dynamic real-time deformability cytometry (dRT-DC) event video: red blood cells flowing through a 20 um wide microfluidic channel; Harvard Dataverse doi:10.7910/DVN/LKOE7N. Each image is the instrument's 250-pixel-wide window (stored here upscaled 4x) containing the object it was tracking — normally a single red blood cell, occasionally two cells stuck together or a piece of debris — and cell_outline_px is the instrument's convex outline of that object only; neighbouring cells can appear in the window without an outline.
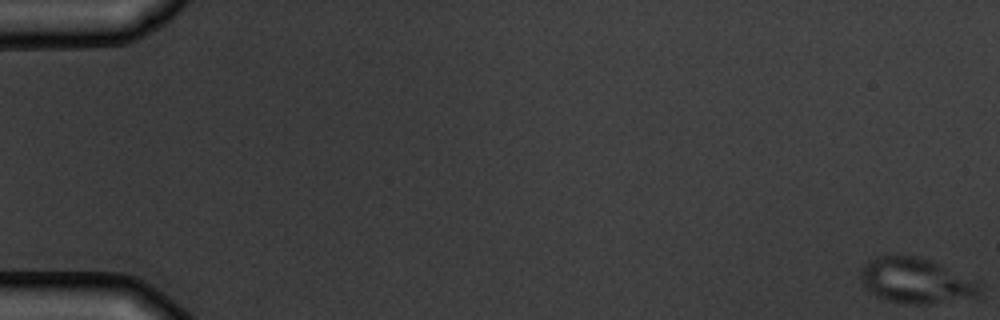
{"species": "common noctule bat (a hibernating species)", "species_latin": "Nyctalus noctula", "temperature_condition": "warm", "stored_images_in_passage": 6, "camera_frame_rate_fps": 3000, "um_per_image_px": 0.085, "animal": {"sex": "male", "body_mass_g": 19.5, "forearm_length_mm": 54.6}, "frame": {"image": 1, "passage_image": 1, "time_ms": 0.0, "image_size_px": [1000, 320], "cell_outline_px": [[980, 292], [976, 296], [928, 304], [904, 304], [884, 300], [872, 292], [864, 284], [860, 276], [860, 272], [864, 264], [868, 260], [876, 256], [888, 252], [892, 252], [916, 256], [928, 260], [980, 284]], "centroid_in_image_um": [77.73, 23.83], "position_along_channel_um": 7.3, "area_um2": 31.15}}